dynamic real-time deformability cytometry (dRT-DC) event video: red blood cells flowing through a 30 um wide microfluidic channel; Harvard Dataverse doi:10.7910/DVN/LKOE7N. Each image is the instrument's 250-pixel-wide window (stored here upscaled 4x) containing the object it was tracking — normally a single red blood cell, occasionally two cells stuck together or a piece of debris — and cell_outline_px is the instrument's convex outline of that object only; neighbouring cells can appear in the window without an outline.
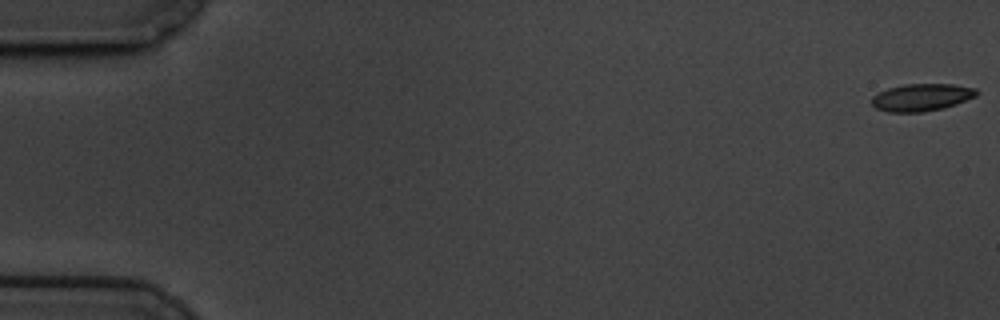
{"species": "common noctule bat (a hibernating species)", "species_latin": "Nyctalus noctula", "temperature_condition": "cold", "stored_images_in_passage": 59, "camera_frame_rate_fps": 3000, "um_per_image_px": 0.085, "animal": {"sex": "male", "body_mass_g": 19.5, "forearm_length_mm": 54.6}, "frame": {"image": 1, "passage_image": 1, "time_ms": 0.0, "image_size_px": [1000, 320], "cell_outline_px": [[980, 92], [976, 96], [956, 104], [944, 108], [920, 112], [888, 112], [876, 108], [872, 104], [872, 96], [888, 88], [904, 84], [952, 84], [976, 88]], "centroid_in_image_um": [78.35, 8.27], "position_along_channel_um": 6.6, "area_um2": 16.7}}
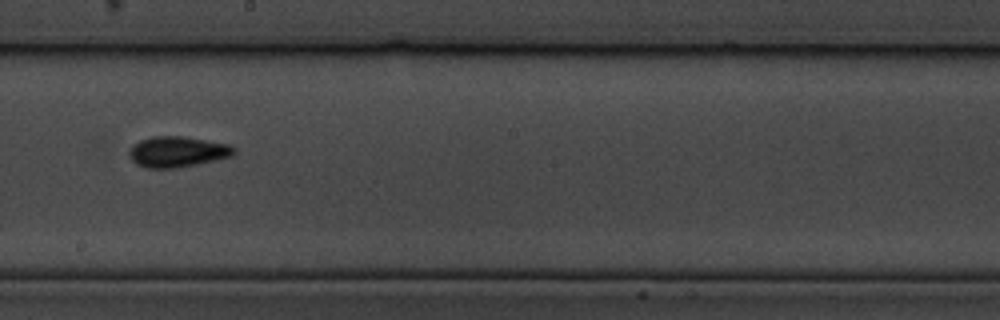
{"frame": {"image": 2, "passage_image": 34, "time_ms": 11.0, "image_size_px": [1000, 320], "cell_outline_px": [[236, 152], [232, 156], [216, 160], [176, 168], [148, 168], [136, 164], [132, 160], [128, 152], [128, 148], [132, 144], [140, 140], [152, 136], [184, 136], [228, 144], [236, 148]], "centroid_in_image_um": [15.06, 12.89], "position_along_channel_um": 233.1, "area_um2": 18.9}}
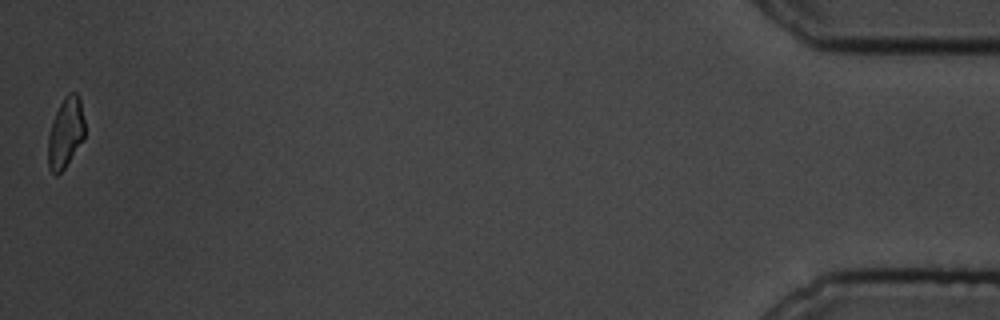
{"frame": {"image": 3, "passage_image": 59, "time_ms": 19.333, "image_size_px": [1000, 320], "cell_outline_px": [[84, 140], [64, 168], [56, 176], [48, 168], [48, 136], [52, 120], [64, 96], [68, 92], [76, 92], [80, 96], [84, 120]], "centroid_in_image_um": [5.58, 11.26], "position_along_channel_um": 429.6, "area_um2": 15.2}, "authors_computed_cell_mechanics": {"area_um2": 16.8198, "velocity_mm_per_s": 3.4372, "shape_relaxation_time_tau1_ms": 3.8439, "shape_relaxation_time_tau2_ms": 7.1893, "deformation_change_tau1": 0.0952, "deformation_change_tau2": 0.1011}}